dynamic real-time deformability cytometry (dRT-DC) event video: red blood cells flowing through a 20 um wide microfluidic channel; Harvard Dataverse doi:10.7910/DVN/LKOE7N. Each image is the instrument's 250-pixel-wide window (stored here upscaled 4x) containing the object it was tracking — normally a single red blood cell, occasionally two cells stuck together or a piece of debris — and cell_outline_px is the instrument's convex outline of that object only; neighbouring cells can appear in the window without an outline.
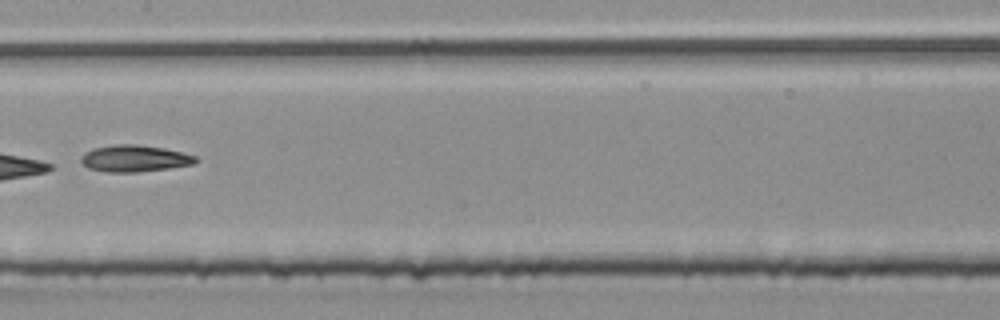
{"species": "common noctule bat (a hibernating species)", "species_latin": "Nyctalus noctula", "temperature_condition": "room temperature", "stored_images_in_passage": 5, "camera_frame_rate_fps": 3000, "um_per_image_px": 0.085, "animal": {"sex": "male", "body_mass_g": 20.4}, "frame": {"image": 1, "passage_image": 5, "time_ms": 1.333, "image_size_px": [1000, 320], "cell_outline_px": [[196, 160], [192, 164], [168, 168], [136, 172], [104, 172], [88, 168], [80, 160], [80, 156], [84, 152], [92, 148], [116, 144], [136, 144], [164, 148], [196, 156]], "centroid_in_image_um": [11.36, 13.46], "position_along_channel_um": 196.0, "area_um2": 17.74}}